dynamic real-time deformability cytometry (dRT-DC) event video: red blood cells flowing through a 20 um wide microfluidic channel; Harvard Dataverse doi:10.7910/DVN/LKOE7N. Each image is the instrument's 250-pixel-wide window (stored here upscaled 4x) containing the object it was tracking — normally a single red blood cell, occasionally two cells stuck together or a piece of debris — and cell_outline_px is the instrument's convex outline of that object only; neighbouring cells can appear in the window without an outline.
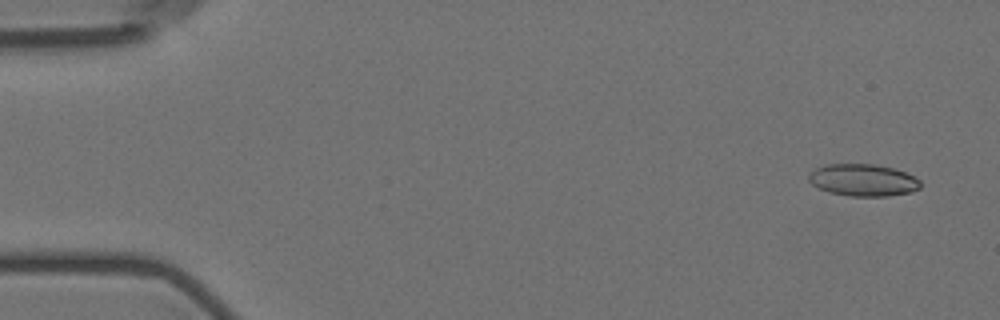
{"species": "Egyptian fruit bat (a non-hibernating species)", "species_latin": "Rousettus aegyptiacus", "temperature_condition": "room temperature", "stored_images_in_passage": 6, "camera_frame_rate_fps": 3000, "um_per_image_px": 0.085, "animal": {"sex": "female"}, "frame": {"image": 1, "passage_image": 1, "time_ms": 0.0, "image_size_px": [1000, 320], "cell_outline_px": [[920, 188], [912, 192], [888, 196], [848, 196], [828, 192], [812, 184], [808, 180], [808, 176], [816, 168], [824, 164], [876, 164], [892, 168], [904, 172], [920, 180]], "centroid_in_image_um": [73.35, 15.31], "position_along_channel_um": 11.6, "area_um2": 20.87}}
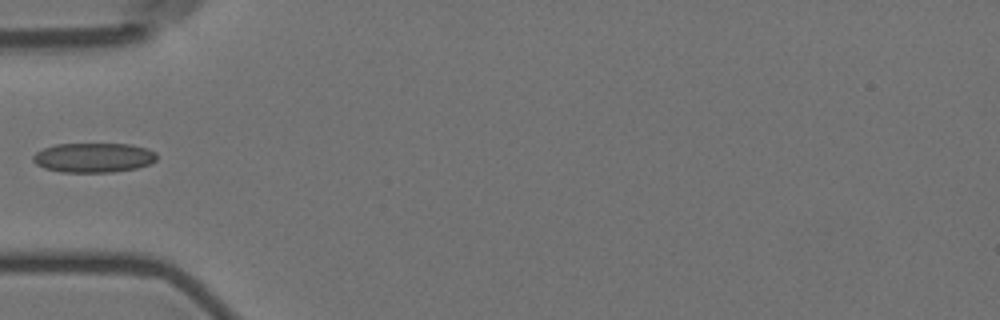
{"frame": {"image": 2, "passage_image": 5, "time_ms": 5.333, "image_size_px": [1000, 320], "cell_outline_px": [[156, 160], [148, 164], [136, 168], [112, 172], [64, 172], [44, 168], [36, 164], [32, 160], [32, 156], [36, 152], [44, 148], [56, 144], [132, 144], [148, 148], [156, 152]], "centroid_in_image_um": [7.95, 13.39], "position_along_channel_um": 77.0, "area_um2": 21.33}}
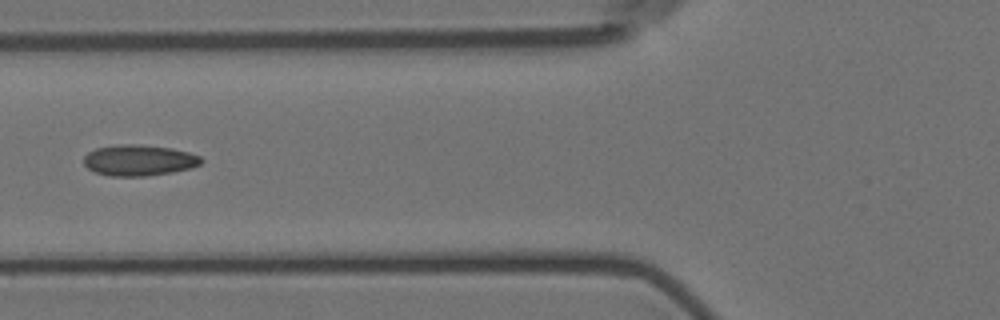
{"frame": {"image": 3, "passage_image": 6, "time_ms": 6.333, "image_size_px": [1000, 320], "cell_outline_px": [[204, 160], [200, 164], [192, 168], [172, 172], [144, 176], [108, 176], [96, 172], [88, 168], [84, 164], [84, 156], [88, 152], [96, 148], [120, 144], [140, 144], [172, 148], [188, 152], [200, 156]], "centroid_in_image_um": [11.82, 13.62], "position_along_channel_um": 114.0, "area_um2": 21.27}}